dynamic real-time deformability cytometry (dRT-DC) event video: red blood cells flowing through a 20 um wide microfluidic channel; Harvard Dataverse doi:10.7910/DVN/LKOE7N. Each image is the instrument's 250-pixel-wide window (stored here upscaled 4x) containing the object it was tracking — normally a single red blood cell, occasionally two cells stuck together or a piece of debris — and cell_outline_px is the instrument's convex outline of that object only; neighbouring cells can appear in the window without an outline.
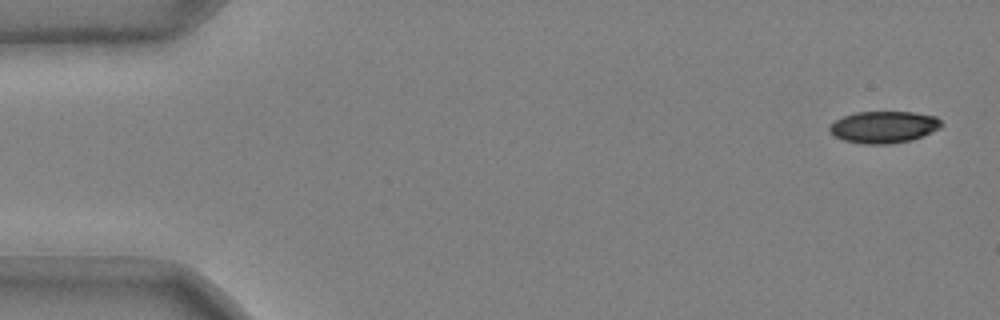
{"species": "common noctule bat (a hibernating species)", "species_latin": "Nyctalus noctula", "temperature_condition": "cold", "stored_images_in_passage": 48, "camera_frame_rate_fps": 3000, "um_per_image_px": 0.085, "animal": {"sex": "male", "body_mass_g": 20.4}, "frame": {"image": 1, "passage_image": 1, "time_ms": 0.0, "image_size_px": [1000, 320], "cell_outline_px": [[944, 124], [940, 128], [912, 140], [892, 144], [864, 144], [844, 140], [836, 136], [828, 128], [836, 120], [844, 116], [856, 112], [912, 112], [936, 116]], "centroid_in_image_um": [75.16, 10.8], "position_along_channel_um": 9.8, "area_um2": 20.63}}
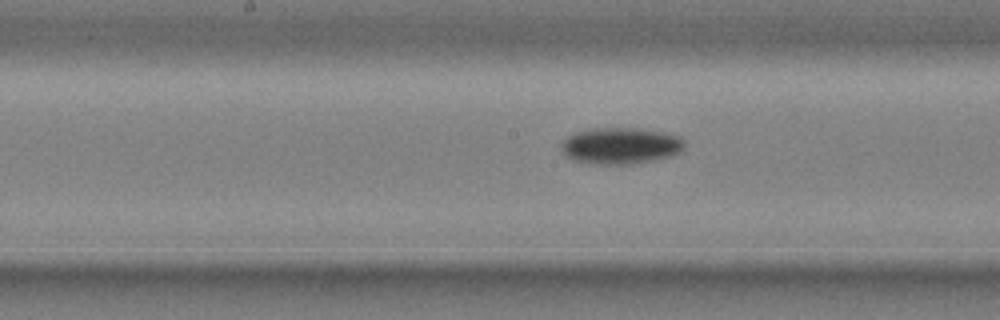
{"frame": {"image": 2, "passage_image": 26, "time_ms": 8.333, "image_size_px": [1000, 320], "cell_outline_px": [[684, 148], [680, 152], [672, 156], [656, 160], [632, 164], [596, 164], [572, 160], [560, 152], [560, 144], [568, 136], [576, 132], [592, 128], [636, 128], [664, 132], [680, 136], [684, 140]], "centroid_in_image_um": [52.75, 12.39], "position_along_channel_um": 195.5, "area_um2": 26.53}}
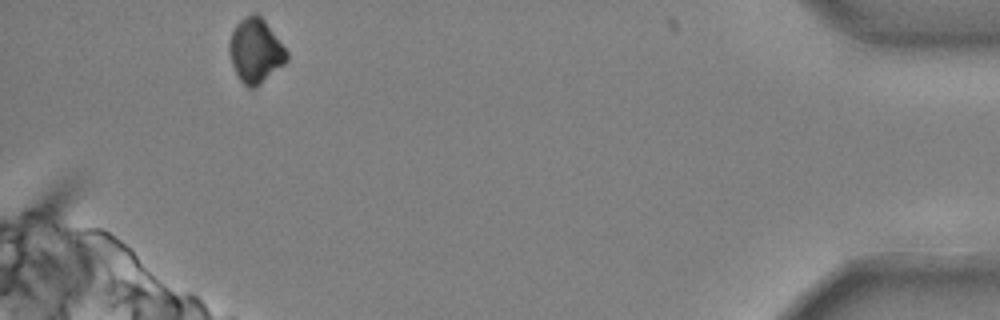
{"frame": {"image": 3, "passage_image": 48, "time_ms": 15.667, "image_size_px": [1000, 320], "cell_outline_px": [[288, 60], [284, 64], [256, 88], [248, 88], [240, 80], [232, 64], [228, 52], [228, 44], [232, 32], [236, 24], [244, 16], [252, 12], [256, 12], [264, 20], [288, 52]], "centroid_in_image_um": [21.7, 4.31], "position_along_channel_um": 413.5, "area_um2": 21.56}, "authors_computed_cell_mechanics": {"area_um2": 23.698, "velocity_mm_per_s": 3.7134, "shape_relaxation_time_tau1_ms": 2.3607, "shape_relaxation_time_tau2_ms": null, "deformation_change_tau1": 0.1166, "deformation_change_tau2": null}}